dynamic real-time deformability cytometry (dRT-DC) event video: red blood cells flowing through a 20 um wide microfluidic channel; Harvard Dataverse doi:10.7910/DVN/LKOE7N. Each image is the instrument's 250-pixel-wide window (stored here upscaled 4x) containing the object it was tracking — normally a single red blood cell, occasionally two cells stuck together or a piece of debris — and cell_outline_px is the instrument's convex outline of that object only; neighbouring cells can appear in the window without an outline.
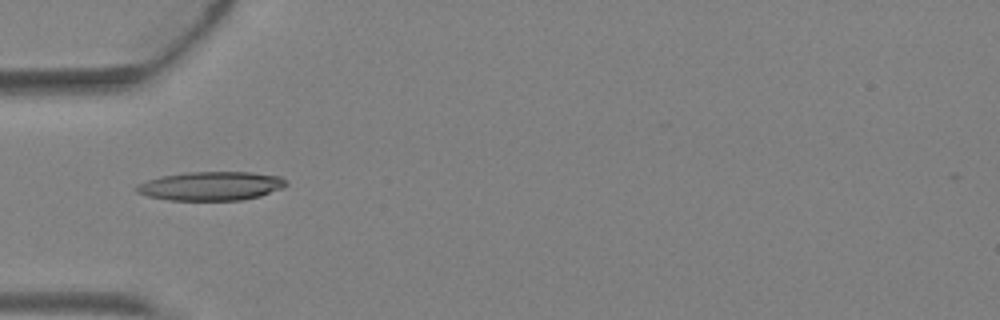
{"species": "Egyptian fruit bat (a non-hibernating species)", "species_latin": "Rousettus aegyptiacus", "temperature_condition": "warm", "stored_images_in_passage": 4, "camera_frame_rate_fps": 3000, "um_per_image_px": 0.085, "animal": {"sex": "female"}, "frame": {"image": 1, "passage_image": 4, "time_ms": 1.0, "image_size_px": [1000, 320], "cell_outline_px": [[288, 184], [284, 188], [260, 196], [240, 200], [168, 200], [148, 196], [136, 192], [132, 188], [136, 184], [160, 176], [184, 172], [252, 172], [280, 176]], "centroid_in_image_um": [17.91, 15.8], "position_along_channel_um": 67.1, "area_um2": 25.37}}